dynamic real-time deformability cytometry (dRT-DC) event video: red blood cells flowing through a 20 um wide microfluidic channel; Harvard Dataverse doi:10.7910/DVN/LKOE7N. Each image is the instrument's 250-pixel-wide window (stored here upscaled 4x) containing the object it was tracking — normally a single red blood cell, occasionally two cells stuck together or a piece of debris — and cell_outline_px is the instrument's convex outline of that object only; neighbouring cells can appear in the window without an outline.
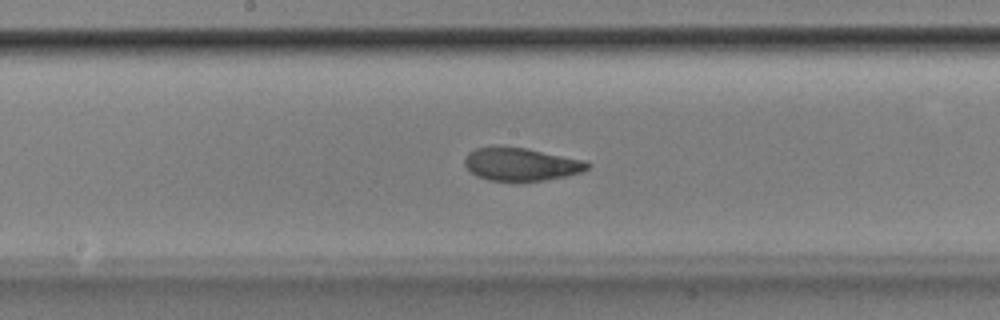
{"species": "Egyptian fruit bat (a non-hibernating species)", "species_latin": "Rousettus aegyptiacus", "temperature_condition": "room temperature", "stored_images_in_passage": 52, "camera_frame_rate_fps": 3000, "um_per_image_px": 0.085, "animal": {"sex": "male"}, "frame": {"image": 1, "passage_image": 27, "time_ms": 8.667, "image_size_px": [1000, 320], "cell_outline_px": [[592, 164], [588, 168], [580, 172], [564, 176], [544, 180], [488, 180], [476, 176], [464, 164], [464, 160], [468, 152], [476, 148], [524, 148], [584, 160]], "centroid_in_image_um": [44.29, 13.97], "position_along_channel_um": 203.9, "area_um2": 22.83}}
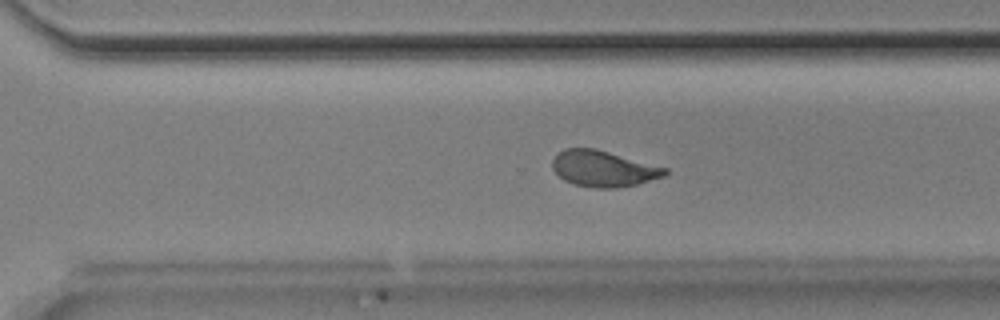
{"frame": {"image": 2, "passage_image": 36, "time_ms": 11.667, "image_size_px": [1000, 320], "cell_outline_px": [[668, 172], [664, 176], [636, 184], [616, 188], [592, 188], [572, 184], [564, 180], [552, 168], [552, 160], [556, 152], [564, 148], [596, 148], [668, 168]], "centroid_in_image_um": [51.25, 14.33], "position_along_channel_um": 319.3, "area_um2": 23.81}}
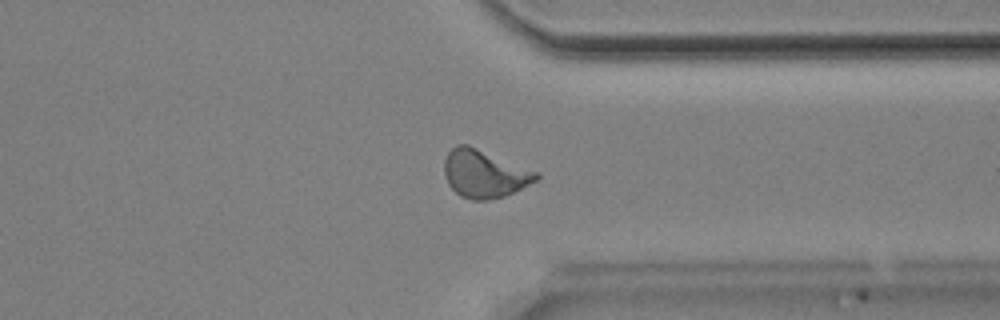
{"frame": {"image": 3, "passage_image": 40, "time_ms": 13.0, "image_size_px": [1000, 320], "cell_outline_px": [[540, 176], [536, 180], [504, 196], [488, 200], [472, 200], [460, 196], [448, 184], [444, 172], [444, 160], [448, 152], [456, 144], [468, 144], [540, 172]], "centroid_in_image_um": [41.16, 14.75], "position_along_channel_um": 370.2, "area_um2": 25.66}, "authors_computed_cell_mechanics": {"area_um2": 24.2182, "velocity_mm_per_s": 3.8693, "shape_relaxation_time_tau1_ms": 5.7187, "shape_relaxation_time_tau2_ms": 1.8115, "deformation_change_tau1": 0.2043, "deformation_change_tau2": 0.0703}}